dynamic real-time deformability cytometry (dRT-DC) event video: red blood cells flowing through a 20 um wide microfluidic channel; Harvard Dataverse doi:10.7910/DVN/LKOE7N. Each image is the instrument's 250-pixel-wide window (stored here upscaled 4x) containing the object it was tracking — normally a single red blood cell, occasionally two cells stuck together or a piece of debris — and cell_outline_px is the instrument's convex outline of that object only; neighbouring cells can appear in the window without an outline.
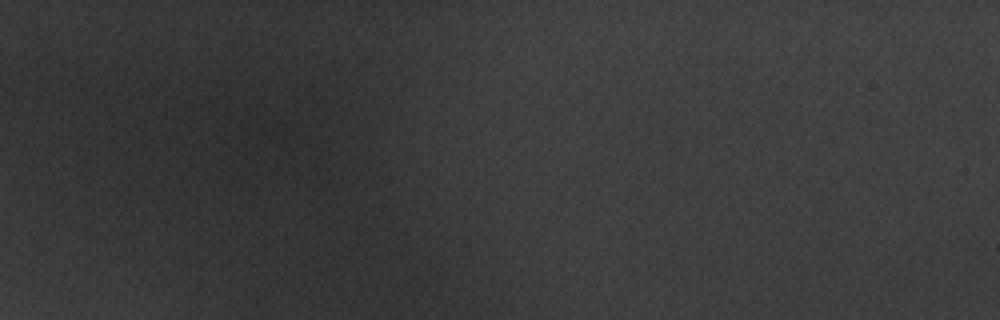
{"species": "common noctule bat (a hibernating species)", "species_latin": "Nyctalus noctula", "temperature_condition": "warm", "stored_images_in_passage": 4, "segment_of_instrument_passage": [1, 2], "camera_frame_rate_fps": 3000, "um_per_image_px": 0.085, "animal": {"sex": "male", "body_mass_g": 20.1, "forearm_length_mm": 53.5}, "frame": {"image": 1, "passage_image": 1, "time_ms": 0.0, "image_size_px": [1000, 320], "cell_outline_px": [[340, 168], [324, 176], [304, 176], [292, 172], [268, 156], [264, 144], [264, 128], [276, 120], [296, 124], [316, 136], [336, 152]], "centroid_in_image_um": [25.43, 12.75], "position_along_channel_um": 59.6, "area_um2": 20.58}}